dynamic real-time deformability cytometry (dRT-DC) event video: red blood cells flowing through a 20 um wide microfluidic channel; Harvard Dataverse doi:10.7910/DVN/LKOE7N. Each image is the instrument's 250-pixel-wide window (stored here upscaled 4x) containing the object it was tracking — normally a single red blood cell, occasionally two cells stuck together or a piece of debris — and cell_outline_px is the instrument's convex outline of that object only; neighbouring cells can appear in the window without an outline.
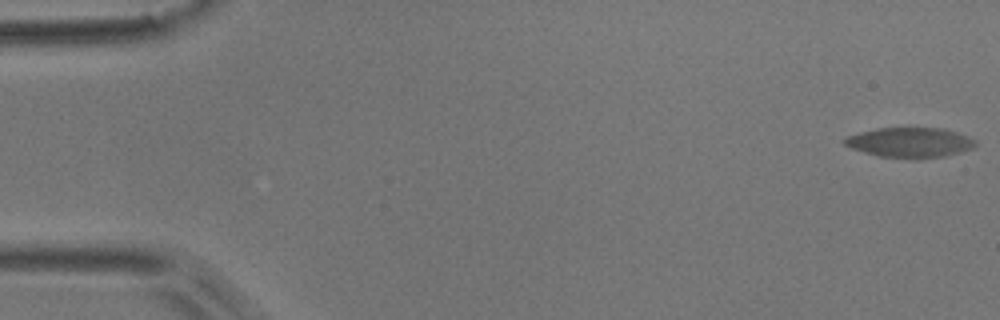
{"species": "common noctule bat (a hibernating species)", "species_latin": "Nyctalus noctula", "temperature_condition": "room temperature", "stored_images_in_passage": 5, "camera_frame_rate_fps": 3000, "um_per_image_px": 0.085, "animal": {"sex": "male", "body_mass_g": 17.9}, "frame": {"image": 1, "passage_image": 1, "time_ms": 0.0, "image_size_px": [1000, 320], "cell_outline_px": [[976, 144], [972, 148], [960, 152], [944, 156], [916, 160], [880, 156], [864, 152], [852, 148], [844, 144], [844, 140], [848, 136], [860, 132], [876, 128], [944, 128], [968, 136], [976, 140]], "centroid_in_image_um": [77.37, 12.12], "position_along_channel_um": 7.6, "area_um2": 22.95}}
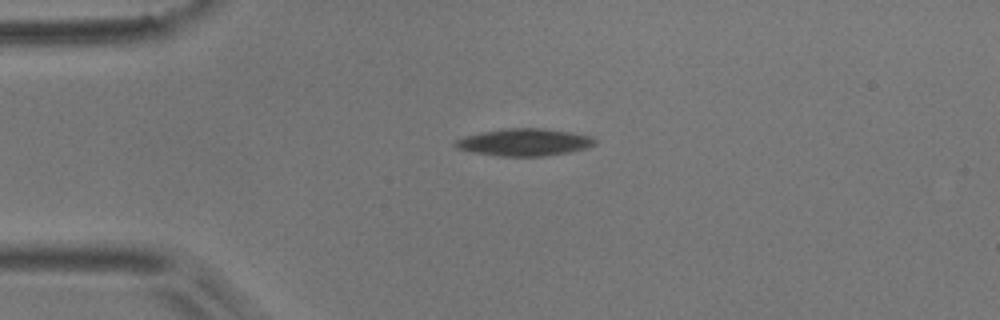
{"frame": {"image": 2, "passage_image": 4, "time_ms": 1.0, "image_size_px": [1000, 320], "cell_outline_px": [[596, 144], [584, 148], [568, 152], [540, 156], [500, 156], [472, 152], [456, 148], [452, 144], [456, 140], [464, 136], [480, 132], [504, 128], [544, 128], [592, 136], [596, 140]], "centroid_in_image_um": [44.52, 12.08], "position_along_channel_um": 40.5, "area_um2": 22.08}}